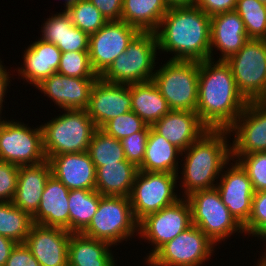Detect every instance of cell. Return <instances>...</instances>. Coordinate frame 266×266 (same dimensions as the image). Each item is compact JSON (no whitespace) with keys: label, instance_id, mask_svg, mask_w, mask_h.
<instances>
[{"label":"cell","instance_id":"7c38bea8","mask_svg":"<svg viewBox=\"0 0 266 266\" xmlns=\"http://www.w3.org/2000/svg\"><path fill=\"white\" fill-rule=\"evenodd\" d=\"M215 244L195 225L161 246L144 264L149 266H202Z\"/></svg>","mask_w":266,"mask_h":266},{"label":"cell","instance_id":"7a4b0ae2","mask_svg":"<svg viewBox=\"0 0 266 266\" xmlns=\"http://www.w3.org/2000/svg\"><path fill=\"white\" fill-rule=\"evenodd\" d=\"M211 17L195 5L169 7L155 31L158 50L173 53L170 60L210 59Z\"/></svg>","mask_w":266,"mask_h":266},{"label":"cell","instance_id":"4316f807","mask_svg":"<svg viewBox=\"0 0 266 266\" xmlns=\"http://www.w3.org/2000/svg\"><path fill=\"white\" fill-rule=\"evenodd\" d=\"M111 247L106 241L72 233L68 243V266H115Z\"/></svg>","mask_w":266,"mask_h":266},{"label":"cell","instance_id":"d6a6232c","mask_svg":"<svg viewBox=\"0 0 266 266\" xmlns=\"http://www.w3.org/2000/svg\"><path fill=\"white\" fill-rule=\"evenodd\" d=\"M33 225L32 217L12 202H0V235L25 243Z\"/></svg>","mask_w":266,"mask_h":266},{"label":"cell","instance_id":"5bb4252c","mask_svg":"<svg viewBox=\"0 0 266 266\" xmlns=\"http://www.w3.org/2000/svg\"><path fill=\"white\" fill-rule=\"evenodd\" d=\"M140 31L124 21H108L89 35V57L93 70L100 76L127 49Z\"/></svg>","mask_w":266,"mask_h":266},{"label":"cell","instance_id":"f35d334b","mask_svg":"<svg viewBox=\"0 0 266 266\" xmlns=\"http://www.w3.org/2000/svg\"><path fill=\"white\" fill-rule=\"evenodd\" d=\"M231 158L247 171L255 192L266 191V152L231 155Z\"/></svg>","mask_w":266,"mask_h":266},{"label":"cell","instance_id":"484cf974","mask_svg":"<svg viewBox=\"0 0 266 266\" xmlns=\"http://www.w3.org/2000/svg\"><path fill=\"white\" fill-rule=\"evenodd\" d=\"M43 41L55 44L61 52H89V35L73 25L65 12H57L41 27Z\"/></svg>","mask_w":266,"mask_h":266},{"label":"cell","instance_id":"ffe728a7","mask_svg":"<svg viewBox=\"0 0 266 266\" xmlns=\"http://www.w3.org/2000/svg\"><path fill=\"white\" fill-rule=\"evenodd\" d=\"M48 161L52 175L69 190H96V167L87 151L55 155Z\"/></svg>","mask_w":266,"mask_h":266},{"label":"cell","instance_id":"6da1fadb","mask_svg":"<svg viewBox=\"0 0 266 266\" xmlns=\"http://www.w3.org/2000/svg\"><path fill=\"white\" fill-rule=\"evenodd\" d=\"M199 62L196 113L209 129H228L245 109L248 101L238 91L226 61Z\"/></svg>","mask_w":266,"mask_h":266},{"label":"cell","instance_id":"3957f363","mask_svg":"<svg viewBox=\"0 0 266 266\" xmlns=\"http://www.w3.org/2000/svg\"><path fill=\"white\" fill-rule=\"evenodd\" d=\"M229 135L231 136L227 129H209L182 151L184 162L181 164L183 171L180 174L183 176V197L216 186L215 179L220 177L224 166L232 160L231 145L227 144Z\"/></svg>","mask_w":266,"mask_h":266},{"label":"cell","instance_id":"d590c367","mask_svg":"<svg viewBox=\"0 0 266 266\" xmlns=\"http://www.w3.org/2000/svg\"><path fill=\"white\" fill-rule=\"evenodd\" d=\"M74 26L91 35L102 28L108 21L88 0H79L65 8Z\"/></svg>","mask_w":266,"mask_h":266},{"label":"cell","instance_id":"8992f818","mask_svg":"<svg viewBox=\"0 0 266 266\" xmlns=\"http://www.w3.org/2000/svg\"><path fill=\"white\" fill-rule=\"evenodd\" d=\"M138 235L129 197L101 195L97 212L81 234L110 243L112 246ZM118 243V244H117Z\"/></svg>","mask_w":266,"mask_h":266},{"label":"cell","instance_id":"7402d4cb","mask_svg":"<svg viewBox=\"0 0 266 266\" xmlns=\"http://www.w3.org/2000/svg\"><path fill=\"white\" fill-rule=\"evenodd\" d=\"M249 40L244 22L234 11L224 12L211 17L210 59L214 48L220 51L219 61H225L236 54Z\"/></svg>","mask_w":266,"mask_h":266},{"label":"cell","instance_id":"9c48e42d","mask_svg":"<svg viewBox=\"0 0 266 266\" xmlns=\"http://www.w3.org/2000/svg\"><path fill=\"white\" fill-rule=\"evenodd\" d=\"M225 61L231 68L238 91L247 101L266 99V40L249 39Z\"/></svg>","mask_w":266,"mask_h":266},{"label":"cell","instance_id":"83f0119b","mask_svg":"<svg viewBox=\"0 0 266 266\" xmlns=\"http://www.w3.org/2000/svg\"><path fill=\"white\" fill-rule=\"evenodd\" d=\"M137 172L127 160L96 167V191L104 196L129 197Z\"/></svg>","mask_w":266,"mask_h":266},{"label":"cell","instance_id":"8d00e7d4","mask_svg":"<svg viewBox=\"0 0 266 266\" xmlns=\"http://www.w3.org/2000/svg\"><path fill=\"white\" fill-rule=\"evenodd\" d=\"M57 73L69 77L98 78L93 70L89 52H63Z\"/></svg>","mask_w":266,"mask_h":266},{"label":"cell","instance_id":"8fae6325","mask_svg":"<svg viewBox=\"0 0 266 266\" xmlns=\"http://www.w3.org/2000/svg\"><path fill=\"white\" fill-rule=\"evenodd\" d=\"M27 126L23 122L0 119V161L28 166L47 160L41 125L35 129Z\"/></svg>","mask_w":266,"mask_h":266},{"label":"cell","instance_id":"ac0fdd59","mask_svg":"<svg viewBox=\"0 0 266 266\" xmlns=\"http://www.w3.org/2000/svg\"><path fill=\"white\" fill-rule=\"evenodd\" d=\"M97 78L69 77L54 73L35 88L62 110H86Z\"/></svg>","mask_w":266,"mask_h":266},{"label":"cell","instance_id":"ee69618b","mask_svg":"<svg viewBox=\"0 0 266 266\" xmlns=\"http://www.w3.org/2000/svg\"><path fill=\"white\" fill-rule=\"evenodd\" d=\"M237 0H195L194 5L210 17L234 11Z\"/></svg>","mask_w":266,"mask_h":266},{"label":"cell","instance_id":"52a82bcc","mask_svg":"<svg viewBox=\"0 0 266 266\" xmlns=\"http://www.w3.org/2000/svg\"><path fill=\"white\" fill-rule=\"evenodd\" d=\"M156 70V84L171 110L196 112L198 101L199 62L167 60Z\"/></svg>","mask_w":266,"mask_h":266},{"label":"cell","instance_id":"816d5d0a","mask_svg":"<svg viewBox=\"0 0 266 266\" xmlns=\"http://www.w3.org/2000/svg\"><path fill=\"white\" fill-rule=\"evenodd\" d=\"M79 0H65V4H64V7H68L69 5H72L76 2H78Z\"/></svg>","mask_w":266,"mask_h":266},{"label":"cell","instance_id":"f546056e","mask_svg":"<svg viewBox=\"0 0 266 266\" xmlns=\"http://www.w3.org/2000/svg\"><path fill=\"white\" fill-rule=\"evenodd\" d=\"M182 151L159 135L151 126L145 156L139 171L179 174L178 157Z\"/></svg>","mask_w":266,"mask_h":266},{"label":"cell","instance_id":"4fadbf2b","mask_svg":"<svg viewBox=\"0 0 266 266\" xmlns=\"http://www.w3.org/2000/svg\"><path fill=\"white\" fill-rule=\"evenodd\" d=\"M192 225L191 208L185 197L138 222V236L153 244L147 261L166 242L176 238Z\"/></svg>","mask_w":266,"mask_h":266},{"label":"cell","instance_id":"44dd1931","mask_svg":"<svg viewBox=\"0 0 266 266\" xmlns=\"http://www.w3.org/2000/svg\"><path fill=\"white\" fill-rule=\"evenodd\" d=\"M151 127L181 151L209 130L196 112L187 110H171Z\"/></svg>","mask_w":266,"mask_h":266},{"label":"cell","instance_id":"1f68e13d","mask_svg":"<svg viewBox=\"0 0 266 266\" xmlns=\"http://www.w3.org/2000/svg\"><path fill=\"white\" fill-rule=\"evenodd\" d=\"M68 199L69 232L81 233L97 212L101 194L96 190L73 189Z\"/></svg>","mask_w":266,"mask_h":266},{"label":"cell","instance_id":"603a6c76","mask_svg":"<svg viewBox=\"0 0 266 266\" xmlns=\"http://www.w3.org/2000/svg\"><path fill=\"white\" fill-rule=\"evenodd\" d=\"M23 54L24 64L16 71L18 76L36 87L57 72L62 52L55 44L39 39L30 44Z\"/></svg>","mask_w":266,"mask_h":266},{"label":"cell","instance_id":"7bdbcfd3","mask_svg":"<svg viewBox=\"0 0 266 266\" xmlns=\"http://www.w3.org/2000/svg\"><path fill=\"white\" fill-rule=\"evenodd\" d=\"M5 266H41L24 243H17L12 249Z\"/></svg>","mask_w":266,"mask_h":266},{"label":"cell","instance_id":"74e56055","mask_svg":"<svg viewBox=\"0 0 266 266\" xmlns=\"http://www.w3.org/2000/svg\"><path fill=\"white\" fill-rule=\"evenodd\" d=\"M100 129L106 134L122 140L141 130H150V126L131 110L106 122Z\"/></svg>","mask_w":266,"mask_h":266},{"label":"cell","instance_id":"30bf717a","mask_svg":"<svg viewBox=\"0 0 266 266\" xmlns=\"http://www.w3.org/2000/svg\"><path fill=\"white\" fill-rule=\"evenodd\" d=\"M178 179V174L138 170L129 195L135 219L139 222L181 199L175 193Z\"/></svg>","mask_w":266,"mask_h":266},{"label":"cell","instance_id":"e575fe53","mask_svg":"<svg viewBox=\"0 0 266 266\" xmlns=\"http://www.w3.org/2000/svg\"><path fill=\"white\" fill-rule=\"evenodd\" d=\"M235 11L244 22L249 39L266 40V5L258 0H237Z\"/></svg>","mask_w":266,"mask_h":266},{"label":"cell","instance_id":"681fc988","mask_svg":"<svg viewBox=\"0 0 266 266\" xmlns=\"http://www.w3.org/2000/svg\"><path fill=\"white\" fill-rule=\"evenodd\" d=\"M255 237H260L261 239H263L262 241H266V224L254 235V238ZM262 257H266V252H264V255H262Z\"/></svg>","mask_w":266,"mask_h":266},{"label":"cell","instance_id":"f5cc1de1","mask_svg":"<svg viewBox=\"0 0 266 266\" xmlns=\"http://www.w3.org/2000/svg\"><path fill=\"white\" fill-rule=\"evenodd\" d=\"M258 1L266 5V0H258Z\"/></svg>","mask_w":266,"mask_h":266},{"label":"cell","instance_id":"7dc6e473","mask_svg":"<svg viewBox=\"0 0 266 266\" xmlns=\"http://www.w3.org/2000/svg\"><path fill=\"white\" fill-rule=\"evenodd\" d=\"M16 244L17 243L11 238L0 235V266H5V263Z\"/></svg>","mask_w":266,"mask_h":266},{"label":"cell","instance_id":"b9f144b4","mask_svg":"<svg viewBox=\"0 0 266 266\" xmlns=\"http://www.w3.org/2000/svg\"><path fill=\"white\" fill-rule=\"evenodd\" d=\"M19 166L0 161V202H12L16 193Z\"/></svg>","mask_w":266,"mask_h":266},{"label":"cell","instance_id":"f6af8a7d","mask_svg":"<svg viewBox=\"0 0 266 266\" xmlns=\"http://www.w3.org/2000/svg\"><path fill=\"white\" fill-rule=\"evenodd\" d=\"M104 16L107 21H120L123 0H88Z\"/></svg>","mask_w":266,"mask_h":266},{"label":"cell","instance_id":"ba28073f","mask_svg":"<svg viewBox=\"0 0 266 266\" xmlns=\"http://www.w3.org/2000/svg\"><path fill=\"white\" fill-rule=\"evenodd\" d=\"M186 199L191 208L192 224L216 246L233 233L244 234L243 227L230 214L216 187L195 191Z\"/></svg>","mask_w":266,"mask_h":266},{"label":"cell","instance_id":"5b68a950","mask_svg":"<svg viewBox=\"0 0 266 266\" xmlns=\"http://www.w3.org/2000/svg\"><path fill=\"white\" fill-rule=\"evenodd\" d=\"M157 50L155 32H139L125 52L121 53L99 77L117 84L151 81L156 71L154 69L157 64Z\"/></svg>","mask_w":266,"mask_h":266},{"label":"cell","instance_id":"2e32d148","mask_svg":"<svg viewBox=\"0 0 266 266\" xmlns=\"http://www.w3.org/2000/svg\"><path fill=\"white\" fill-rule=\"evenodd\" d=\"M232 161L234 163L229 164L228 162V168L226 165L224 166L219 178L220 182L215 187L230 214L243 227L250 218L255 191L247 171L238 161L234 159Z\"/></svg>","mask_w":266,"mask_h":266},{"label":"cell","instance_id":"d6986e66","mask_svg":"<svg viewBox=\"0 0 266 266\" xmlns=\"http://www.w3.org/2000/svg\"><path fill=\"white\" fill-rule=\"evenodd\" d=\"M71 234L63 228L33 224L24 244L41 266H68Z\"/></svg>","mask_w":266,"mask_h":266},{"label":"cell","instance_id":"4dcf8cb0","mask_svg":"<svg viewBox=\"0 0 266 266\" xmlns=\"http://www.w3.org/2000/svg\"><path fill=\"white\" fill-rule=\"evenodd\" d=\"M168 9L165 0H123L121 21L140 32H155Z\"/></svg>","mask_w":266,"mask_h":266},{"label":"cell","instance_id":"c3c4849f","mask_svg":"<svg viewBox=\"0 0 266 266\" xmlns=\"http://www.w3.org/2000/svg\"><path fill=\"white\" fill-rule=\"evenodd\" d=\"M169 7L194 5L195 0H165Z\"/></svg>","mask_w":266,"mask_h":266},{"label":"cell","instance_id":"f907efd6","mask_svg":"<svg viewBox=\"0 0 266 266\" xmlns=\"http://www.w3.org/2000/svg\"><path fill=\"white\" fill-rule=\"evenodd\" d=\"M257 263L256 266H266V257H261Z\"/></svg>","mask_w":266,"mask_h":266},{"label":"cell","instance_id":"f1b7e54d","mask_svg":"<svg viewBox=\"0 0 266 266\" xmlns=\"http://www.w3.org/2000/svg\"><path fill=\"white\" fill-rule=\"evenodd\" d=\"M130 93L131 110L149 126L171 111L166 99L152 80L130 84Z\"/></svg>","mask_w":266,"mask_h":266},{"label":"cell","instance_id":"60d3db41","mask_svg":"<svg viewBox=\"0 0 266 266\" xmlns=\"http://www.w3.org/2000/svg\"><path fill=\"white\" fill-rule=\"evenodd\" d=\"M266 224V191L255 192L250 218L243 226L246 234L254 236Z\"/></svg>","mask_w":266,"mask_h":266},{"label":"cell","instance_id":"d4e9b609","mask_svg":"<svg viewBox=\"0 0 266 266\" xmlns=\"http://www.w3.org/2000/svg\"><path fill=\"white\" fill-rule=\"evenodd\" d=\"M52 175L48 160L19 166L16 193L12 203L31 217L37 212L47 180Z\"/></svg>","mask_w":266,"mask_h":266},{"label":"cell","instance_id":"277c9868","mask_svg":"<svg viewBox=\"0 0 266 266\" xmlns=\"http://www.w3.org/2000/svg\"><path fill=\"white\" fill-rule=\"evenodd\" d=\"M62 111V115L41 125L47 160L59 154L87 151L97 129L87 110Z\"/></svg>","mask_w":266,"mask_h":266},{"label":"cell","instance_id":"ab89813d","mask_svg":"<svg viewBox=\"0 0 266 266\" xmlns=\"http://www.w3.org/2000/svg\"><path fill=\"white\" fill-rule=\"evenodd\" d=\"M150 130H141L121 140L125 157L137 168L142 165Z\"/></svg>","mask_w":266,"mask_h":266},{"label":"cell","instance_id":"bcb514c9","mask_svg":"<svg viewBox=\"0 0 266 266\" xmlns=\"http://www.w3.org/2000/svg\"><path fill=\"white\" fill-rule=\"evenodd\" d=\"M9 73L11 72H9V70L7 72V69H5L0 59V119H2L1 113L3 110V101H5L4 97L8 90L7 87L10 86L9 83H11L9 80H11L10 75L12 74Z\"/></svg>","mask_w":266,"mask_h":266},{"label":"cell","instance_id":"836d02e7","mask_svg":"<svg viewBox=\"0 0 266 266\" xmlns=\"http://www.w3.org/2000/svg\"><path fill=\"white\" fill-rule=\"evenodd\" d=\"M87 153L95 167L126 160L121 140L97 128L88 146Z\"/></svg>","mask_w":266,"mask_h":266},{"label":"cell","instance_id":"9a60e30c","mask_svg":"<svg viewBox=\"0 0 266 266\" xmlns=\"http://www.w3.org/2000/svg\"><path fill=\"white\" fill-rule=\"evenodd\" d=\"M227 130L234 135L231 155L266 152V101H248Z\"/></svg>","mask_w":266,"mask_h":266},{"label":"cell","instance_id":"e0dca14e","mask_svg":"<svg viewBox=\"0 0 266 266\" xmlns=\"http://www.w3.org/2000/svg\"><path fill=\"white\" fill-rule=\"evenodd\" d=\"M130 84L110 83L97 78L92 86L87 112L97 128L131 111Z\"/></svg>","mask_w":266,"mask_h":266},{"label":"cell","instance_id":"cb8c5ba5","mask_svg":"<svg viewBox=\"0 0 266 266\" xmlns=\"http://www.w3.org/2000/svg\"><path fill=\"white\" fill-rule=\"evenodd\" d=\"M70 190L53 175L46 182L37 212L32 216L33 224L59 227L69 232Z\"/></svg>","mask_w":266,"mask_h":266}]
</instances>
